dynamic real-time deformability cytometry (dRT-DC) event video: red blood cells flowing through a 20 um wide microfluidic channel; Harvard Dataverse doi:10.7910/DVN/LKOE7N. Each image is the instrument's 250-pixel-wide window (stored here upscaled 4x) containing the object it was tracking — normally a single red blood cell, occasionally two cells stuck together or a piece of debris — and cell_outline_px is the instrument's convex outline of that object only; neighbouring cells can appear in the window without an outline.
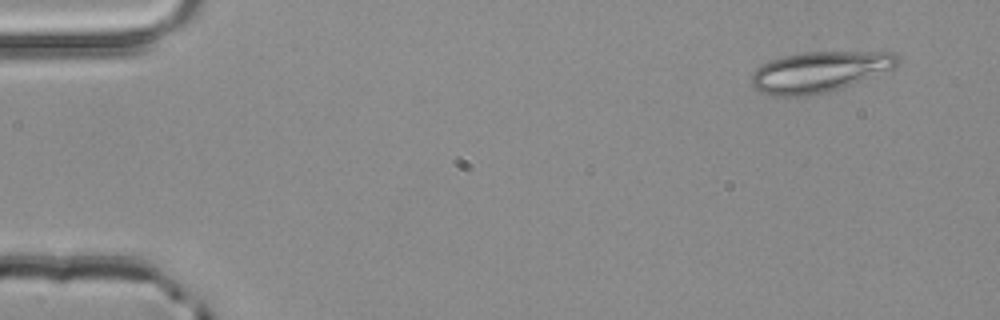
{"species": "common noctule bat (a hibernating species)", "species_latin": "Nyctalus noctula", "temperature_condition": "room temperature", "stored_images_in_passage": 3, "camera_frame_rate_fps": 3000, "um_per_image_px": 0.085, "animal": {"sex": "male", "body_mass_g": 20.4}, "frame": {"image": 1, "passage_image": 1, "time_ms": 0.0, "image_size_px": [1000, 320], "cell_outline_px": [[900, 60], [892, 68], [840, 88], [828, 92], [804, 96], [772, 96], [760, 92], [752, 88], [748, 84], [752, 72], [760, 64], [768, 60], [784, 56], [804, 52], [896, 52]], "centroid_in_image_um": [69.53, 6.11], "position_along_channel_um": 15.5, "area_um2": 34.68}}